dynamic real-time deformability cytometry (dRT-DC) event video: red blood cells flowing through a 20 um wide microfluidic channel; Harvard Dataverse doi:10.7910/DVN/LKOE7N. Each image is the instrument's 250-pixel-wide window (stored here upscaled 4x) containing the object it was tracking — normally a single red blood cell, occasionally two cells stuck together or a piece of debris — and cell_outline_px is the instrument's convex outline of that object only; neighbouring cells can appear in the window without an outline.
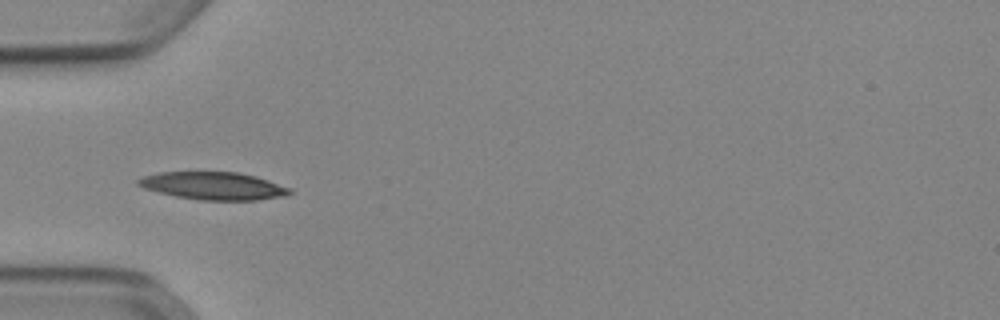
{"species": "Egyptian fruit bat (a non-hibernating species)", "species_latin": "Rousettus aegyptiacus", "temperature_condition": "cold", "stored_images_in_passage": 36, "camera_frame_rate_fps": 3000, "um_per_image_px": 0.085, "animal": {"sex": "female"}, "frame": {"image": 1, "passage_image": 1, "time_ms": 0.0, "image_size_px": [1000, 320], "cell_outline_px": [[292, 192], [284, 196], [256, 200], [200, 200], [176, 196], [144, 188], [136, 184], [136, 180], [144, 176], [160, 172], [236, 172], [256, 176], [292, 188]], "centroid_in_image_um": [18.16, 15.79], "position_along_channel_um": 66.8, "area_um2": 24.33}}
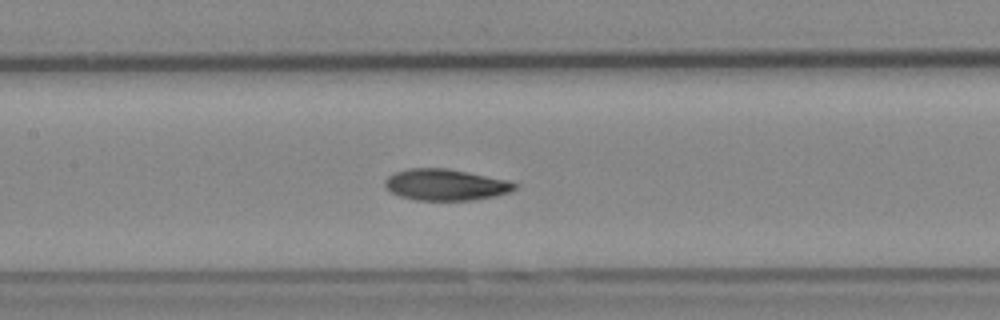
{"frame": {"image": 2, "passage_image": 9, "time_ms": 2.667, "image_size_px": [1000, 320], "cell_outline_px": [[520, 184], [516, 188], [508, 192], [496, 196], [472, 200], [416, 200], [400, 196], [392, 192], [384, 184], [384, 180], [388, 176], [396, 172], [408, 168], [444, 168], [508, 180]], "centroid_in_image_um": [37.89, 15.7], "position_along_channel_um": 169.5, "area_um2": 23.52}}
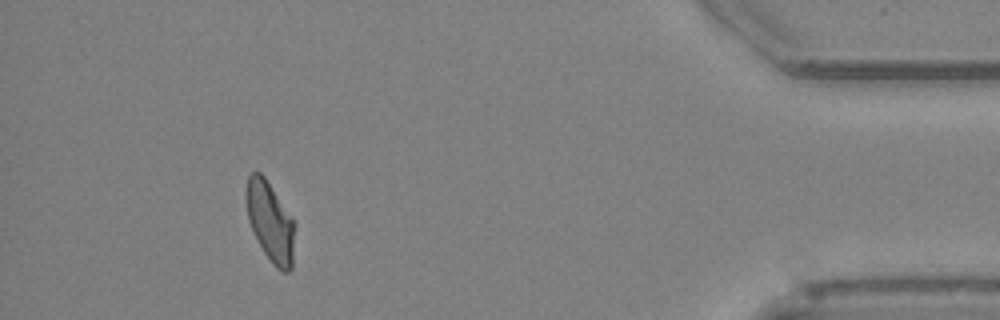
{"frame": {"image": 3, "passage_image": 32, "time_ms": 10.333, "image_size_px": [1000, 320], "cell_outline_px": [[296, 224], [292, 268], [288, 272], [284, 272], [276, 268], [272, 264], [264, 252], [252, 232], [248, 220], [244, 200], [244, 188], [248, 176], [252, 172], [260, 172], [264, 176]], "centroid_in_image_um": [22.94, 18.85], "position_along_channel_um": 412.3, "area_um2": 23.06}, "authors_computed_cell_mechanics": {"area_um2": 23.3223, "velocity_mm_per_s": 3.8893, "shape_relaxation_time_tau1_ms": 4.9148, "shape_relaxation_time_tau2_ms": 3.6837, "deformation_change_tau1": 0.1636, "deformation_change_tau2": 0.0868}}